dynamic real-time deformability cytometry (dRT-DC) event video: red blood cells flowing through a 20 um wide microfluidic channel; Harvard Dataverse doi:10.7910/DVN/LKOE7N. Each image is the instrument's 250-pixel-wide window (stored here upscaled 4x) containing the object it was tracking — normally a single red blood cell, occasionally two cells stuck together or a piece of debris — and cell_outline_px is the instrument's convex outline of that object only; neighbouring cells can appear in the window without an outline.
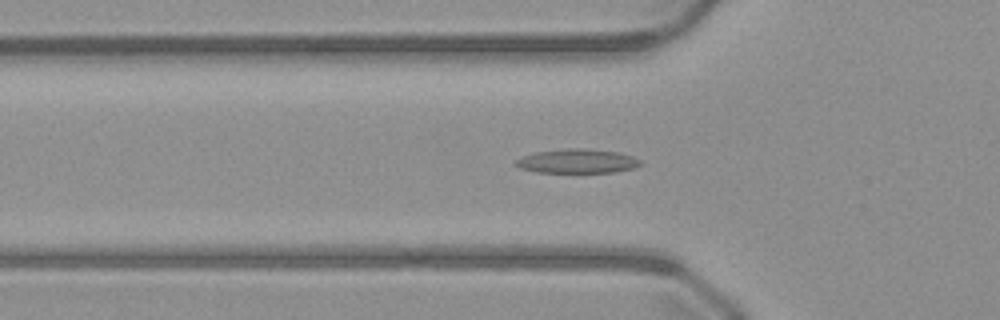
{"species": "common noctule bat (a hibernating species)", "species_latin": "Nyctalus noctula", "temperature_condition": "warm", "stored_images_in_passage": 51, "camera_frame_rate_fps": 3000, "um_per_image_px": 0.085, "animal": {"sex": "male", "body_mass_g": 23.1, "forearm_length_mm": 52.7}, "frame": {"image": 1, "passage_image": 17, "time_ms": 5.333, "image_size_px": [1000, 320], "cell_outline_px": [[644, 164], [636, 168], [616, 172], [536, 172], [520, 168], [512, 164], [516, 160], [524, 156], [536, 152], [564, 148], [584, 148], [616, 152], [632, 156], [640, 160]], "centroid_in_image_um": [49.09, 13.7], "position_along_channel_um": 76.7, "area_um2": 17.63}}
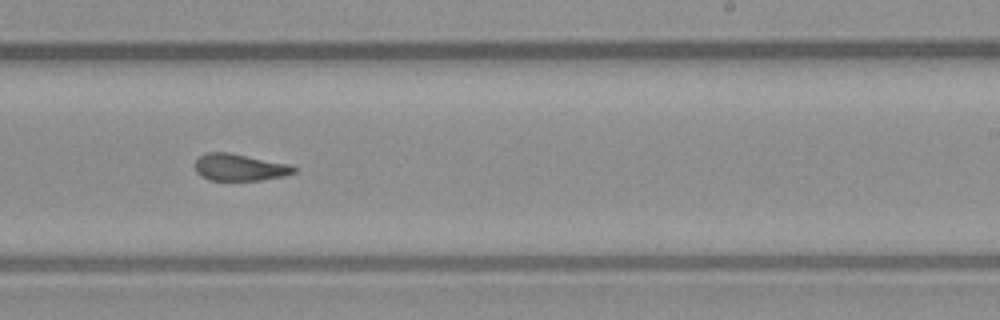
{"frame": {"image": 2, "passage_image": 31, "time_ms": 10.0, "image_size_px": [1000, 320], "cell_outline_px": [[300, 168], [296, 172], [284, 176], [260, 180], [208, 180], [200, 176], [196, 172], [196, 160], [200, 156], [208, 152], [232, 152], [292, 164]], "centroid_in_image_um": [20.44, 14.21], "position_along_channel_um": 268.6, "area_um2": 15.9}}
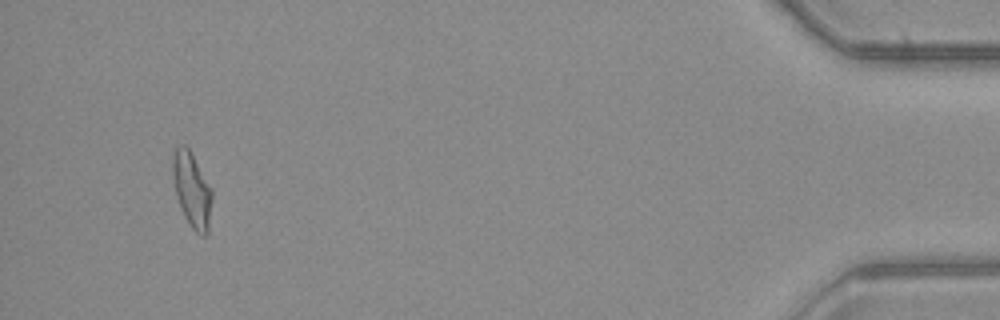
{"frame": {"image": 3, "passage_image": 48, "time_ms": 15.667, "image_size_px": [1000, 320], "cell_outline_px": [[212, 200], [208, 232], [204, 236], [200, 236], [188, 224], [180, 208], [176, 196], [172, 176], [172, 156], [176, 148], [180, 144], [184, 144], [188, 148], [212, 188]], "centroid_in_image_um": [16.3, 16.16], "position_along_channel_um": 418.9, "area_um2": 17.34}}